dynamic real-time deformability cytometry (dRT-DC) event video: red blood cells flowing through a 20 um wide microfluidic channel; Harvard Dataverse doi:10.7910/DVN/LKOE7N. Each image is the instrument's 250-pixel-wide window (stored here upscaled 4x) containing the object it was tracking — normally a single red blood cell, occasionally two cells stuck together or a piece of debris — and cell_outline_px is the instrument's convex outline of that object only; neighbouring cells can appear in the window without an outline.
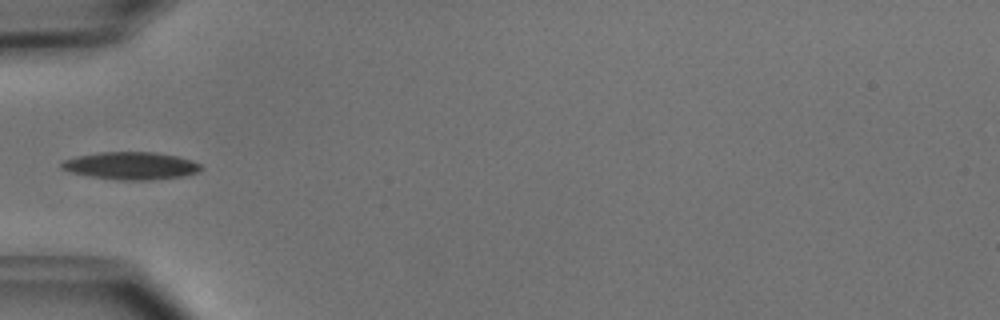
{"species": "common noctule bat (a hibernating species)", "species_latin": "Nyctalus noctula", "temperature_condition": "cold", "stored_images_in_passage": 34, "camera_frame_rate_fps": 3000, "um_per_image_px": 0.085, "animal": {"sex": "male", "body_mass_g": 15.6}, "frame": {"image": 1, "passage_image": 1, "time_ms": 0.0, "image_size_px": [1000, 320], "cell_outline_px": [[204, 168], [188, 176], [148, 180], [120, 180], [88, 176], [72, 172], [60, 168], [60, 164], [64, 160], [76, 156], [100, 152], [152, 152], [176, 156], [200, 164]], "centroid_in_image_um": [11.12, 14.09], "position_along_channel_um": 73.9, "area_um2": 22.31}}
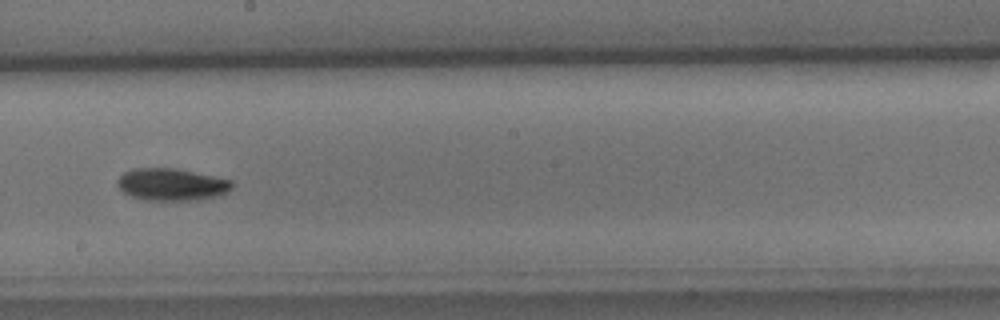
{"frame": {"image": 2, "passage_image": 13, "time_ms": 4.0, "image_size_px": [1000, 320], "cell_outline_px": [[232, 188], [228, 192], [220, 196], [200, 200], [144, 200], [132, 196], [124, 192], [116, 184], [116, 180], [124, 172], [136, 168], [176, 168], [232, 180]], "centroid_in_image_um": [14.61, 15.68], "position_along_channel_um": 233.6, "area_um2": 21.62}}
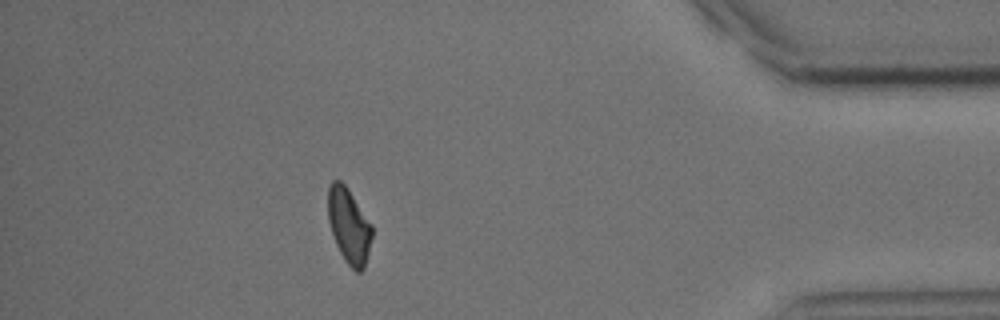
{"frame": {"image": 3, "passage_image": 29, "time_ms": 9.333, "image_size_px": [1000, 320], "cell_outline_px": [[372, 236], [364, 268], [360, 272], [356, 272], [344, 260], [336, 244], [328, 220], [328, 188], [332, 180], [340, 180], [348, 188], [372, 224]], "centroid_in_image_um": [29.66, 19.17], "position_along_channel_um": 405.5, "area_um2": 19.19}, "authors_computed_cell_mechanics": {"area_um2": 20.4323, "velocity_mm_per_s": 3.9814, "shape_relaxation_time_tau1_ms": 3.0618, "shape_relaxation_time_tau2_ms": null, "deformation_change_tau1": 0.1101, "deformation_change_tau2": null}}